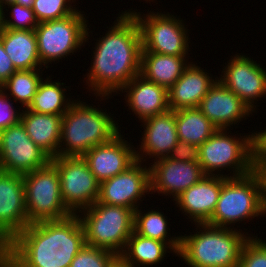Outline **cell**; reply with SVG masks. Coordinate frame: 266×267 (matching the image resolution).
<instances>
[{"label": "cell", "instance_id": "obj_1", "mask_svg": "<svg viewBox=\"0 0 266 267\" xmlns=\"http://www.w3.org/2000/svg\"><path fill=\"white\" fill-rule=\"evenodd\" d=\"M112 25L96 39L91 67L84 75L86 89L100 101L121 95L119 91L140 74L142 39L137 20L118 14Z\"/></svg>", "mask_w": 266, "mask_h": 267}, {"label": "cell", "instance_id": "obj_2", "mask_svg": "<svg viewBox=\"0 0 266 267\" xmlns=\"http://www.w3.org/2000/svg\"><path fill=\"white\" fill-rule=\"evenodd\" d=\"M77 214L29 224L4 248L10 267H69L85 245Z\"/></svg>", "mask_w": 266, "mask_h": 267}, {"label": "cell", "instance_id": "obj_3", "mask_svg": "<svg viewBox=\"0 0 266 267\" xmlns=\"http://www.w3.org/2000/svg\"><path fill=\"white\" fill-rule=\"evenodd\" d=\"M102 109L80 99L71 103L62 116L58 156H83L92 147L111 142L121 133L114 114Z\"/></svg>", "mask_w": 266, "mask_h": 267}, {"label": "cell", "instance_id": "obj_4", "mask_svg": "<svg viewBox=\"0 0 266 267\" xmlns=\"http://www.w3.org/2000/svg\"><path fill=\"white\" fill-rule=\"evenodd\" d=\"M194 225L196 233L181 235L177 254L189 267H238L242 246L255 236L238 229L240 225L237 229Z\"/></svg>", "mask_w": 266, "mask_h": 267}, {"label": "cell", "instance_id": "obj_5", "mask_svg": "<svg viewBox=\"0 0 266 267\" xmlns=\"http://www.w3.org/2000/svg\"><path fill=\"white\" fill-rule=\"evenodd\" d=\"M259 216H266V173L253 170L241 177L225 178L215 211L206 224L235 229L237 222Z\"/></svg>", "mask_w": 266, "mask_h": 267}, {"label": "cell", "instance_id": "obj_6", "mask_svg": "<svg viewBox=\"0 0 266 267\" xmlns=\"http://www.w3.org/2000/svg\"><path fill=\"white\" fill-rule=\"evenodd\" d=\"M89 246L113 252L118 257L124 251L134 231V211L123 206L95 202L77 214Z\"/></svg>", "mask_w": 266, "mask_h": 267}, {"label": "cell", "instance_id": "obj_7", "mask_svg": "<svg viewBox=\"0 0 266 267\" xmlns=\"http://www.w3.org/2000/svg\"><path fill=\"white\" fill-rule=\"evenodd\" d=\"M229 130L217 129L208 140L198 147L197 161L205 175L230 178L241 177L253 171L251 134H244V136L239 134L240 137L239 135L236 137V134L231 135L232 131ZM227 131L229 132L227 133ZM226 168L230 171L227 175L223 174L224 171L221 172ZM229 174L231 175L229 176Z\"/></svg>", "mask_w": 266, "mask_h": 267}, {"label": "cell", "instance_id": "obj_8", "mask_svg": "<svg viewBox=\"0 0 266 267\" xmlns=\"http://www.w3.org/2000/svg\"><path fill=\"white\" fill-rule=\"evenodd\" d=\"M83 13L84 11L77 10L63 19L40 22L35 28L38 55L43 69H48L49 63L70 57L89 41V23Z\"/></svg>", "mask_w": 266, "mask_h": 267}, {"label": "cell", "instance_id": "obj_9", "mask_svg": "<svg viewBox=\"0 0 266 267\" xmlns=\"http://www.w3.org/2000/svg\"><path fill=\"white\" fill-rule=\"evenodd\" d=\"M121 13L120 15H133L137 20L141 31L142 52L189 57L190 30L179 16L177 18V15L169 12L154 10H148L147 14L142 15L132 8Z\"/></svg>", "mask_w": 266, "mask_h": 267}, {"label": "cell", "instance_id": "obj_10", "mask_svg": "<svg viewBox=\"0 0 266 267\" xmlns=\"http://www.w3.org/2000/svg\"><path fill=\"white\" fill-rule=\"evenodd\" d=\"M22 176L29 224L62 220L72 215L64 205L60 178L52 162Z\"/></svg>", "mask_w": 266, "mask_h": 267}, {"label": "cell", "instance_id": "obj_11", "mask_svg": "<svg viewBox=\"0 0 266 267\" xmlns=\"http://www.w3.org/2000/svg\"><path fill=\"white\" fill-rule=\"evenodd\" d=\"M51 162L58 171L64 205L72 214H78L97 201L100 182L82 156H55Z\"/></svg>", "mask_w": 266, "mask_h": 267}, {"label": "cell", "instance_id": "obj_12", "mask_svg": "<svg viewBox=\"0 0 266 267\" xmlns=\"http://www.w3.org/2000/svg\"><path fill=\"white\" fill-rule=\"evenodd\" d=\"M52 157L37 146L19 121L0 131V169L24 175L47 166Z\"/></svg>", "mask_w": 266, "mask_h": 267}, {"label": "cell", "instance_id": "obj_13", "mask_svg": "<svg viewBox=\"0 0 266 267\" xmlns=\"http://www.w3.org/2000/svg\"><path fill=\"white\" fill-rule=\"evenodd\" d=\"M231 57L218 80L257 113L255 104L266 96V68L242 53Z\"/></svg>", "mask_w": 266, "mask_h": 267}, {"label": "cell", "instance_id": "obj_14", "mask_svg": "<svg viewBox=\"0 0 266 267\" xmlns=\"http://www.w3.org/2000/svg\"><path fill=\"white\" fill-rule=\"evenodd\" d=\"M143 164L137 160L127 170L102 181L97 202L136 211L150 194V167Z\"/></svg>", "mask_w": 266, "mask_h": 267}, {"label": "cell", "instance_id": "obj_15", "mask_svg": "<svg viewBox=\"0 0 266 267\" xmlns=\"http://www.w3.org/2000/svg\"><path fill=\"white\" fill-rule=\"evenodd\" d=\"M28 225L23 176L0 169V248Z\"/></svg>", "mask_w": 266, "mask_h": 267}, {"label": "cell", "instance_id": "obj_16", "mask_svg": "<svg viewBox=\"0 0 266 267\" xmlns=\"http://www.w3.org/2000/svg\"><path fill=\"white\" fill-rule=\"evenodd\" d=\"M147 165L150 167V194L161 193L162 196L173 198V202L206 176L198 161H178L165 157Z\"/></svg>", "mask_w": 266, "mask_h": 267}, {"label": "cell", "instance_id": "obj_17", "mask_svg": "<svg viewBox=\"0 0 266 267\" xmlns=\"http://www.w3.org/2000/svg\"><path fill=\"white\" fill-rule=\"evenodd\" d=\"M123 136L120 133L111 142L94 146L82 156L100 183L127 170L137 161L134 145Z\"/></svg>", "mask_w": 266, "mask_h": 267}, {"label": "cell", "instance_id": "obj_18", "mask_svg": "<svg viewBox=\"0 0 266 267\" xmlns=\"http://www.w3.org/2000/svg\"><path fill=\"white\" fill-rule=\"evenodd\" d=\"M141 123L144 130L141 145L135 148L137 160L145 163L148 158L155 161L168 157L178 141L174 111L168 110Z\"/></svg>", "mask_w": 266, "mask_h": 267}, {"label": "cell", "instance_id": "obj_19", "mask_svg": "<svg viewBox=\"0 0 266 267\" xmlns=\"http://www.w3.org/2000/svg\"><path fill=\"white\" fill-rule=\"evenodd\" d=\"M217 129H231L252 116L253 110L219 80L210 88L199 107Z\"/></svg>", "mask_w": 266, "mask_h": 267}, {"label": "cell", "instance_id": "obj_20", "mask_svg": "<svg viewBox=\"0 0 266 267\" xmlns=\"http://www.w3.org/2000/svg\"><path fill=\"white\" fill-rule=\"evenodd\" d=\"M225 177L204 176L174 200L175 206L193 224H205L215 211Z\"/></svg>", "mask_w": 266, "mask_h": 267}, {"label": "cell", "instance_id": "obj_21", "mask_svg": "<svg viewBox=\"0 0 266 267\" xmlns=\"http://www.w3.org/2000/svg\"><path fill=\"white\" fill-rule=\"evenodd\" d=\"M119 92L126 93L124 103L140 122L169 110L168 90L140 74L132 78Z\"/></svg>", "mask_w": 266, "mask_h": 267}, {"label": "cell", "instance_id": "obj_22", "mask_svg": "<svg viewBox=\"0 0 266 267\" xmlns=\"http://www.w3.org/2000/svg\"><path fill=\"white\" fill-rule=\"evenodd\" d=\"M211 75L197 63L191 62L181 77L168 90L169 110L199 107L204 96L218 80L217 76L215 78Z\"/></svg>", "mask_w": 266, "mask_h": 267}, {"label": "cell", "instance_id": "obj_23", "mask_svg": "<svg viewBox=\"0 0 266 267\" xmlns=\"http://www.w3.org/2000/svg\"><path fill=\"white\" fill-rule=\"evenodd\" d=\"M20 121L37 146L52 158L58 156L62 116L36 113L25 108L21 110Z\"/></svg>", "mask_w": 266, "mask_h": 267}, {"label": "cell", "instance_id": "obj_24", "mask_svg": "<svg viewBox=\"0 0 266 267\" xmlns=\"http://www.w3.org/2000/svg\"><path fill=\"white\" fill-rule=\"evenodd\" d=\"M0 41L16 70L42 69L35 30L0 29Z\"/></svg>", "mask_w": 266, "mask_h": 267}, {"label": "cell", "instance_id": "obj_25", "mask_svg": "<svg viewBox=\"0 0 266 267\" xmlns=\"http://www.w3.org/2000/svg\"><path fill=\"white\" fill-rule=\"evenodd\" d=\"M189 57L141 52L140 75L169 90L191 61Z\"/></svg>", "mask_w": 266, "mask_h": 267}, {"label": "cell", "instance_id": "obj_26", "mask_svg": "<svg viewBox=\"0 0 266 267\" xmlns=\"http://www.w3.org/2000/svg\"><path fill=\"white\" fill-rule=\"evenodd\" d=\"M170 252L177 256V253L167 243L143 237L133 231L119 259L130 267H146L153 264L155 266L161 264L166 257L165 254Z\"/></svg>", "mask_w": 266, "mask_h": 267}, {"label": "cell", "instance_id": "obj_27", "mask_svg": "<svg viewBox=\"0 0 266 267\" xmlns=\"http://www.w3.org/2000/svg\"><path fill=\"white\" fill-rule=\"evenodd\" d=\"M52 78L48 75L40 82L36 94L30 105L26 108L30 111L41 114H54L57 116H63L68 111L71 103L74 101L67 97V89L69 86H65L66 83H61L57 80L52 81Z\"/></svg>", "mask_w": 266, "mask_h": 267}, {"label": "cell", "instance_id": "obj_28", "mask_svg": "<svg viewBox=\"0 0 266 267\" xmlns=\"http://www.w3.org/2000/svg\"><path fill=\"white\" fill-rule=\"evenodd\" d=\"M174 114L178 140L199 147L217 130L198 107L179 109Z\"/></svg>", "mask_w": 266, "mask_h": 267}, {"label": "cell", "instance_id": "obj_29", "mask_svg": "<svg viewBox=\"0 0 266 267\" xmlns=\"http://www.w3.org/2000/svg\"><path fill=\"white\" fill-rule=\"evenodd\" d=\"M142 211L141 207L134 211V231L143 237L167 243L178 254L181 236L179 234L171 236L168 233L171 230L168 226V217L159 209L147 212L144 210L145 213Z\"/></svg>", "mask_w": 266, "mask_h": 267}, {"label": "cell", "instance_id": "obj_30", "mask_svg": "<svg viewBox=\"0 0 266 267\" xmlns=\"http://www.w3.org/2000/svg\"><path fill=\"white\" fill-rule=\"evenodd\" d=\"M43 69L16 70L0 87L13 102L20 103L27 108L36 94L40 82L43 80ZM8 92V93H7Z\"/></svg>", "mask_w": 266, "mask_h": 267}, {"label": "cell", "instance_id": "obj_31", "mask_svg": "<svg viewBox=\"0 0 266 267\" xmlns=\"http://www.w3.org/2000/svg\"><path fill=\"white\" fill-rule=\"evenodd\" d=\"M7 8H10L9 10L11 11V13L9 12V18L5 14L6 11H9ZM38 24L31 7L10 3L0 12V29L35 30Z\"/></svg>", "mask_w": 266, "mask_h": 267}, {"label": "cell", "instance_id": "obj_32", "mask_svg": "<svg viewBox=\"0 0 266 267\" xmlns=\"http://www.w3.org/2000/svg\"><path fill=\"white\" fill-rule=\"evenodd\" d=\"M76 0H34L32 9L35 17L40 22L49 20H59L68 17L75 13L78 9L75 3Z\"/></svg>", "mask_w": 266, "mask_h": 267}, {"label": "cell", "instance_id": "obj_33", "mask_svg": "<svg viewBox=\"0 0 266 267\" xmlns=\"http://www.w3.org/2000/svg\"><path fill=\"white\" fill-rule=\"evenodd\" d=\"M118 259L113 252L85 244L69 267H112Z\"/></svg>", "mask_w": 266, "mask_h": 267}, {"label": "cell", "instance_id": "obj_34", "mask_svg": "<svg viewBox=\"0 0 266 267\" xmlns=\"http://www.w3.org/2000/svg\"><path fill=\"white\" fill-rule=\"evenodd\" d=\"M249 237L240 253L238 267H266V240Z\"/></svg>", "mask_w": 266, "mask_h": 267}, {"label": "cell", "instance_id": "obj_35", "mask_svg": "<svg viewBox=\"0 0 266 267\" xmlns=\"http://www.w3.org/2000/svg\"><path fill=\"white\" fill-rule=\"evenodd\" d=\"M256 132V133H255ZM251 132V162L254 171L266 173V127Z\"/></svg>", "mask_w": 266, "mask_h": 267}, {"label": "cell", "instance_id": "obj_36", "mask_svg": "<svg viewBox=\"0 0 266 267\" xmlns=\"http://www.w3.org/2000/svg\"><path fill=\"white\" fill-rule=\"evenodd\" d=\"M13 101L0 87V131L20 121L21 107L15 108Z\"/></svg>", "mask_w": 266, "mask_h": 267}, {"label": "cell", "instance_id": "obj_37", "mask_svg": "<svg viewBox=\"0 0 266 267\" xmlns=\"http://www.w3.org/2000/svg\"><path fill=\"white\" fill-rule=\"evenodd\" d=\"M168 157L178 161H197L198 147L194 144L178 140Z\"/></svg>", "mask_w": 266, "mask_h": 267}, {"label": "cell", "instance_id": "obj_38", "mask_svg": "<svg viewBox=\"0 0 266 267\" xmlns=\"http://www.w3.org/2000/svg\"><path fill=\"white\" fill-rule=\"evenodd\" d=\"M16 71L11 59L6 54L4 46L0 41V86L5 83Z\"/></svg>", "mask_w": 266, "mask_h": 267}, {"label": "cell", "instance_id": "obj_39", "mask_svg": "<svg viewBox=\"0 0 266 267\" xmlns=\"http://www.w3.org/2000/svg\"><path fill=\"white\" fill-rule=\"evenodd\" d=\"M34 0H0V12L1 10L6 7V5L10 3H16L26 7H32Z\"/></svg>", "mask_w": 266, "mask_h": 267}, {"label": "cell", "instance_id": "obj_40", "mask_svg": "<svg viewBox=\"0 0 266 267\" xmlns=\"http://www.w3.org/2000/svg\"><path fill=\"white\" fill-rule=\"evenodd\" d=\"M0 267H10L3 248H0Z\"/></svg>", "mask_w": 266, "mask_h": 267}, {"label": "cell", "instance_id": "obj_41", "mask_svg": "<svg viewBox=\"0 0 266 267\" xmlns=\"http://www.w3.org/2000/svg\"><path fill=\"white\" fill-rule=\"evenodd\" d=\"M112 267H130V266H127L125 265L120 259H118Z\"/></svg>", "mask_w": 266, "mask_h": 267}, {"label": "cell", "instance_id": "obj_42", "mask_svg": "<svg viewBox=\"0 0 266 267\" xmlns=\"http://www.w3.org/2000/svg\"><path fill=\"white\" fill-rule=\"evenodd\" d=\"M146 2L145 3H147L148 1H151V2H153V1H155V0H145Z\"/></svg>", "mask_w": 266, "mask_h": 267}]
</instances>
